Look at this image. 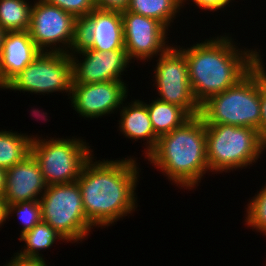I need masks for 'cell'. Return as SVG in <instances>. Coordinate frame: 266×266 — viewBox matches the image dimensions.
Masks as SVG:
<instances>
[{
  "label": "cell",
  "mask_w": 266,
  "mask_h": 266,
  "mask_svg": "<svg viewBox=\"0 0 266 266\" xmlns=\"http://www.w3.org/2000/svg\"><path fill=\"white\" fill-rule=\"evenodd\" d=\"M210 172L229 173L255 164L265 153L256 129L230 124H205ZM263 151V152H262Z\"/></svg>",
  "instance_id": "obj_5"
},
{
  "label": "cell",
  "mask_w": 266,
  "mask_h": 266,
  "mask_svg": "<svg viewBox=\"0 0 266 266\" xmlns=\"http://www.w3.org/2000/svg\"><path fill=\"white\" fill-rule=\"evenodd\" d=\"M168 181L178 188L193 190L199 186L209 166L206 150V125L200 116L161 136L146 157Z\"/></svg>",
  "instance_id": "obj_3"
},
{
  "label": "cell",
  "mask_w": 266,
  "mask_h": 266,
  "mask_svg": "<svg viewBox=\"0 0 266 266\" xmlns=\"http://www.w3.org/2000/svg\"><path fill=\"white\" fill-rule=\"evenodd\" d=\"M177 47L185 54L190 86L199 105L237 84L263 59L258 48L240 49L229 33Z\"/></svg>",
  "instance_id": "obj_2"
},
{
  "label": "cell",
  "mask_w": 266,
  "mask_h": 266,
  "mask_svg": "<svg viewBox=\"0 0 266 266\" xmlns=\"http://www.w3.org/2000/svg\"><path fill=\"white\" fill-rule=\"evenodd\" d=\"M129 4L130 0H97L95 2L96 8L117 12L127 11Z\"/></svg>",
  "instance_id": "obj_29"
},
{
  "label": "cell",
  "mask_w": 266,
  "mask_h": 266,
  "mask_svg": "<svg viewBox=\"0 0 266 266\" xmlns=\"http://www.w3.org/2000/svg\"><path fill=\"white\" fill-rule=\"evenodd\" d=\"M264 60L259 62V91L261 103V122L258 131L261 142L266 149V69Z\"/></svg>",
  "instance_id": "obj_26"
},
{
  "label": "cell",
  "mask_w": 266,
  "mask_h": 266,
  "mask_svg": "<svg viewBox=\"0 0 266 266\" xmlns=\"http://www.w3.org/2000/svg\"><path fill=\"white\" fill-rule=\"evenodd\" d=\"M39 203L42 221L49 224L68 243H82L91 233L93 226L86 218L77 181L47 186Z\"/></svg>",
  "instance_id": "obj_7"
},
{
  "label": "cell",
  "mask_w": 266,
  "mask_h": 266,
  "mask_svg": "<svg viewBox=\"0 0 266 266\" xmlns=\"http://www.w3.org/2000/svg\"><path fill=\"white\" fill-rule=\"evenodd\" d=\"M72 84L73 63L70 54L41 51L3 90L30 92L37 95L66 92L69 96Z\"/></svg>",
  "instance_id": "obj_8"
},
{
  "label": "cell",
  "mask_w": 266,
  "mask_h": 266,
  "mask_svg": "<svg viewBox=\"0 0 266 266\" xmlns=\"http://www.w3.org/2000/svg\"><path fill=\"white\" fill-rule=\"evenodd\" d=\"M125 81H104L91 84H72L68 99L79 116L91 119L113 114L128 97ZM107 114V115H106Z\"/></svg>",
  "instance_id": "obj_13"
},
{
  "label": "cell",
  "mask_w": 266,
  "mask_h": 266,
  "mask_svg": "<svg viewBox=\"0 0 266 266\" xmlns=\"http://www.w3.org/2000/svg\"><path fill=\"white\" fill-rule=\"evenodd\" d=\"M61 8L75 18L88 15L95 7L93 0H42Z\"/></svg>",
  "instance_id": "obj_25"
},
{
  "label": "cell",
  "mask_w": 266,
  "mask_h": 266,
  "mask_svg": "<svg viewBox=\"0 0 266 266\" xmlns=\"http://www.w3.org/2000/svg\"><path fill=\"white\" fill-rule=\"evenodd\" d=\"M33 137L31 134L0 130V167L6 170L30 155Z\"/></svg>",
  "instance_id": "obj_19"
},
{
  "label": "cell",
  "mask_w": 266,
  "mask_h": 266,
  "mask_svg": "<svg viewBox=\"0 0 266 266\" xmlns=\"http://www.w3.org/2000/svg\"><path fill=\"white\" fill-rule=\"evenodd\" d=\"M6 222L5 205L3 198L0 197V228Z\"/></svg>",
  "instance_id": "obj_31"
},
{
  "label": "cell",
  "mask_w": 266,
  "mask_h": 266,
  "mask_svg": "<svg viewBox=\"0 0 266 266\" xmlns=\"http://www.w3.org/2000/svg\"><path fill=\"white\" fill-rule=\"evenodd\" d=\"M94 158L92 155L83 165L77 183L88 222L102 229L137 209L135 190L141 170L134 157Z\"/></svg>",
  "instance_id": "obj_1"
},
{
  "label": "cell",
  "mask_w": 266,
  "mask_h": 266,
  "mask_svg": "<svg viewBox=\"0 0 266 266\" xmlns=\"http://www.w3.org/2000/svg\"><path fill=\"white\" fill-rule=\"evenodd\" d=\"M47 188L40 167L32 154L6 169L4 205L39 201Z\"/></svg>",
  "instance_id": "obj_15"
},
{
  "label": "cell",
  "mask_w": 266,
  "mask_h": 266,
  "mask_svg": "<svg viewBox=\"0 0 266 266\" xmlns=\"http://www.w3.org/2000/svg\"><path fill=\"white\" fill-rule=\"evenodd\" d=\"M29 35L46 52L69 53L73 41L75 17L42 0H33Z\"/></svg>",
  "instance_id": "obj_11"
},
{
  "label": "cell",
  "mask_w": 266,
  "mask_h": 266,
  "mask_svg": "<svg viewBox=\"0 0 266 266\" xmlns=\"http://www.w3.org/2000/svg\"><path fill=\"white\" fill-rule=\"evenodd\" d=\"M6 221L15 214L22 224L20 235L30 231L41 218V206L39 201H25L17 204H7L5 206Z\"/></svg>",
  "instance_id": "obj_23"
},
{
  "label": "cell",
  "mask_w": 266,
  "mask_h": 266,
  "mask_svg": "<svg viewBox=\"0 0 266 266\" xmlns=\"http://www.w3.org/2000/svg\"><path fill=\"white\" fill-rule=\"evenodd\" d=\"M40 52L28 31H6L0 52L1 90Z\"/></svg>",
  "instance_id": "obj_16"
},
{
  "label": "cell",
  "mask_w": 266,
  "mask_h": 266,
  "mask_svg": "<svg viewBox=\"0 0 266 266\" xmlns=\"http://www.w3.org/2000/svg\"><path fill=\"white\" fill-rule=\"evenodd\" d=\"M205 124H230L259 131L261 103L259 91V63L237 84L211 96L200 105Z\"/></svg>",
  "instance_id": "obj_4"
},
{
  "label": "cell",
  "mask_w": 266,
  "mask_h": 266,
  "mask_svg": "<svg viewBox=\"0 0 266 266\" xmlns=\"http://www.w3.org/2000/svg\"><path fill=\"white\" fill-rule=\"evenodd\" d=\"M121 15L125 50L131 62L151 61L172 45L167 37L169 30L158 20L130 11L121 12Z\"/></svg>",
  "instance_id": "obj_12"
},
{
  "label": "cell",
  "mask_w": 266,
  "mask_h": 266,
  "mask_svg": "<svg viewBox=\"0 0 266 266\" xmlns=\"http://www.w3.org/2000/svg\"><path fill=\"white\" fill-rule=\"evenodd\" d=\"M5 34H6V31L0 25V52H1L2 43H3Z\"/></svg>",
  "instance_id": "obj_32"
},
{
  "label": "cell",
  "mask_w": 266,
  "mask_h": 266,
  "mask_svg": "<svg viewBox=\"0 0 266 266\" xmlns=\"http://www.w3.org/2000/svg\"><path fill=\"white\" fill-rule=\"evenodd\" d=\"M155 135L160 138L169 132L183 126L192 116L178 105L159 100L158 98L145 102Z\"/></svg>",
  "instance_id": "obj_18"
},
{
  "label": "cell",
  "mask_w": 266,
  "mask_h": 266,
  "mask_svg": "<svg viewBox=\"0 0 266 266\" xmlns=\"http://www.w3.org/2000/svg\"><path fill=\"white\" fill-rule=\"evenodd\" d=\"M6 170L0 167V197L3 198L5 190Z\"/></svg>",
  "instance_id": "obj_30"
},
{
  "label": "cell",
  "mask_w": 266,
  "mask_h": 266,
  "mask_svg": "<svg viewBox=\"0 0 266 266\" xmlns=\"http://www.w3.org/2000/svg\"><path fill=\"white\" fill-rule=\"evenodd\" d=\"M28 0H0V25L5 31H28L32 3Z\"/></svg>",
  "instance_id": "obj_22"
},
{
  "label": "cell",
  "mask_w": 266,
  "mask_h": 266,
  "mask_svg": "<svg viewBox=\"0 0 266 266\" xmlns=\"http://www.w3.org/2000/svg\"><path fill=\"white\" fill-rule=\"evenodd\" d=\"M87 49H125L121 12L95 7L88 15L75 19L73 41L68 54Z\"/></svg>",
  "instance_id": "obj_10"
},
{
  "label": "cell",
  "mask_w": 266,
  "mask_h": 266,
  "mask_svg": "<svg viewBox=\"0 0 266 266\" xmlns=\"http://www.w3.org/2000/svg\"><path fill=\"white\" fill-rule=\"evenodd\" d=\"M246 205L245 224L266 236V183Z\"/></svg>",
  "instance_id": "obj_24"
},
{
  "label": "cell",
  "mask_w": 266,
  "mask_h": 266,
  "mask_svg": "<svg viewBox=\"0 0 266 266\" xmlns=\"http://www.w3.org/2000/svg\"><path fill=\"white\" fill-rule=\"evenodd\" d=\"M33 137L31 154L47 186L76 182L86 161L94 155L85 139ZM84 140V141H83Z\"/></svg>",
  "instance_id": "obj_6"
},
{
  "label": "cell",
  "mask_w": 266,
  "mask_h": 266,
  "mask_svg": "<svg viewBox=\"0 0 266 266\" xmlns=\"http://www.w3.org/2000/svg\"><path fill=\"white\" fill-rule=\"evenodd\" d=\"M127 103H123L118 110L120 111L119 133L126 139L145 141L146 148L143 154L146 158L156 147L159 138L155 135L146 103L139 99Z\"/></svg>",
  "instance_id": "obj_17"
},
{
  "label": "cell",
  "mask_w": 266,
  "mask_h": 266,
  "mask_svg": "<svg viewBox=\"0 0 266 266\" xmlns=\"http://www.w3.org/2000/svg\"><path fill=\"white\" fill-rule=\"evenodd\" d=\"M174 46L171 45L156 60L152 81H155L153 85L160 96L157 98L180 106L192 117L199 116L200 105L194 98L190 86L185 54L177 45Z\"/></svg>",
  "instance_id": "obj_9"
},
{
  "label": "cell",
  "mask_w": 266,
  "mask_h": 266,
  "mask_svg": "<svg viewBox=\"0 0 266 266\" xmlns=\"http://www.w3.org/2000/svg\"><path fill=\"white\" fill-rule=\"evenodd\" d=\"M188 0H182V7L185 6V3ZM193 1L195 5H197L200 9H204L205 11H218L222 10L224 8H227V6L231 5L230 2L234 0H189Z\"/></svg>",
  "instance_id": "obj_27"
},
{
  "label": "cell",
  "mask_w": 266,
  "mask_h": 266,
  "mask_svg": "<svg viewBox=\"0 0 266 266\" xmlns=\"http://www.w3.org/2000/svg\"><path fill=\"white\" fill-rule=\"evenodd\" d=\"M181 8L182 0H130L127 11L154 18L169 30Z\"/></svg>",
  "instance_id": "obj_21"
},
{
  "label": "cell",
  "mask_w": 266,
  "mask_h": 266,
  "mask_svg": "<svg viewBox=\"0 0 266 266\" xmlns=\"http://www.w3.org/2000/svg\"><path fill=\"white\" fill-rule=\"evenodd\" d=\"M57 240L67 242L62 235L41 220L30 231H27L19 237V242L23 241L25 244L22 247L23 249L16 253L23 257L43 259V254L39 252L51 248Z\"/></svg>",
  "instance_id": "obj_20"
},
{
  "label": "cell",
  "mask_w": 266,
  "mask_h": 266,
  "mask_svg": "<svg viewBox=\"0 0 266 266\" xmlns=\"http://www.w3.org/2000/svg\"><path fill=\"white\" fill-rule=\"evenodd\" d=\"M45 257L42 258H32V257H23L14 253L10 261L3 266H48Z\"/></svg>",
  "instance_id": "obj_28"
},
{
  "label": "cell",
  "mask_w": 266,
  "mask_h": 266,
  "mask_svg": "<svg viewBox=\"0 0 266 266\" xmlns=\"http://www.w3.org/2000/svg\"><path fill=\"white\" fill-rule=\"evenodd\" d=\"M70 56L73 63V84L124 81L122 75L132 63L125 49L109 51L87 49ZM78 56L83 60L81 58L79 60Z\"/></svg>",
  "instance_id": "obj_14"
}]
</instances>
